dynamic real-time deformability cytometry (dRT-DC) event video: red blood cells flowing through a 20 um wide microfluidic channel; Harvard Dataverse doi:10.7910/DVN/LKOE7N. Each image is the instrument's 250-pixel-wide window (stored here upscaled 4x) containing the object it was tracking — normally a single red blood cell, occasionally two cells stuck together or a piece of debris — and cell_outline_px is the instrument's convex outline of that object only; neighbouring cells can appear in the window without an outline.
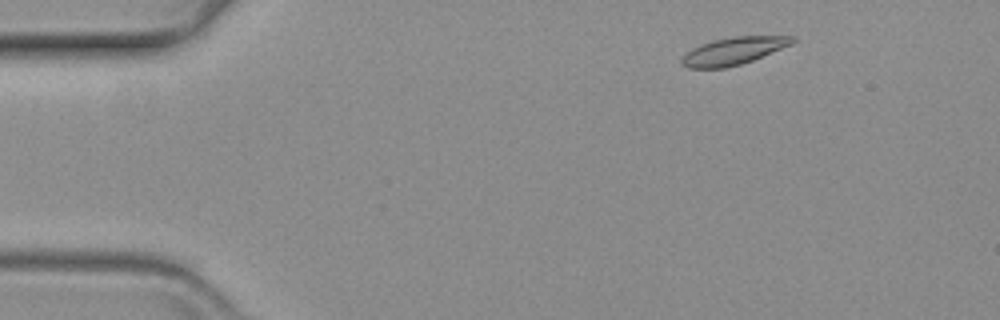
{"species": "common noctule bat (a hibernating species)", "species_latin": "Nyctalus noctula", "temperature_condition": "warm", "stored_images_in_passage": 57, "camera_frame_rate_fps": 3000, "um_per_image_px": 0.085, "animal": {"sex": "female", "body_mass_g": 19.3, "forearm_length_mm": 54.1}, "frame": {"image": 1, "passage_image": 5, "time_ms": 1.333, "image_size_px": [1000, 320], "cell_outline_px": [[796, 40], [792, 44], [752, 60], [740, 64], [724, 68], [688, 68], [680, 64], [680, 60], [692, 48], [700, 44], [712, 40], [736, 36], [796, 36]], "centroid_in_image_um": [62.33, 4.33], "position_along_channel_um": 22.7, "area_um2": 17.57}}
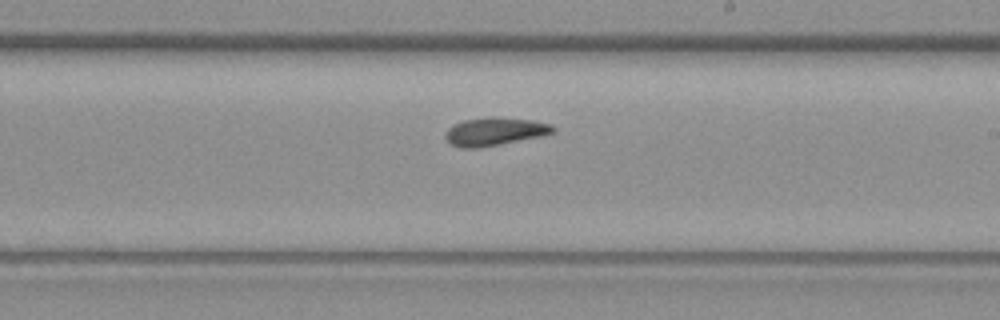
{"frame": {"image": 2, "passage_image": 32, "time_ms": 10.333, "image_size_px": [1000, 320], "cell_outline_px": [[556, 132], [540, 136], [476, 148], [460, 148], [452, 144], [444, 136], [448, 128], [452, 124], [464, 120], [488, 116], [496, 116], [532, 120], [552, 124], [556, 128]], "centroid_in_image_um": [42.05, 11.15], "position_along_channel_um": 246.9, "area_um2": 17.63}}
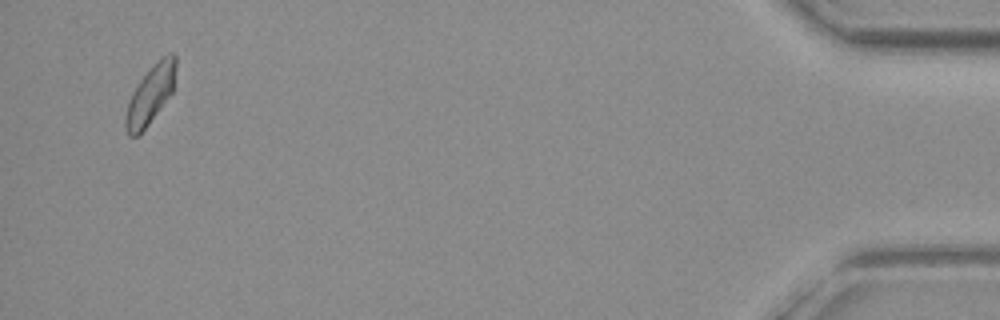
{"frame": {"image": 3, "passage_image": 55, "time_ms": 18.0, "image_size_px": [1000, 320], "cell_outline_px": [[176, 68], [172, 92], [148, 124], [136, 136], [128, 136], [124, 128], [124, 116], [128, 100], [132, 92], [140, 80], [168, 52], [172, 52], [176, 56]], "centroid_in_image_um": [12.75, 8.07], "position_along_channel_um": 422.4, "area_um2": 16.7}}